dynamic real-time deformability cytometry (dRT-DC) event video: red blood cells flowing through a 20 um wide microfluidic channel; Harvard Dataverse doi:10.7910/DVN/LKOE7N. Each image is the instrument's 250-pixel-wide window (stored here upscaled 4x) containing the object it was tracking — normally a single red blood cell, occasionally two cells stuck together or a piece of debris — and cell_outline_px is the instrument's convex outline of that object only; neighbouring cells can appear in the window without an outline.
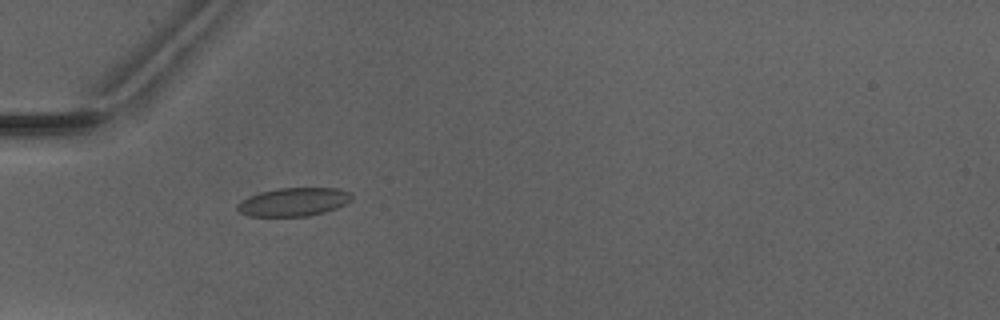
{"species": "Egyptian fruit bat (a non-hibernating species)", "species_latin": "Rousettus aegyptiacus", "temperature_condition": "warm", "stored_images_in_passage": 2, "camera_frame_rate_fps": 3000, "um_per_image_px": 0.085, "animal": {"sex": "male"}, "frame": {"image": 1, "passage_image": 1, "time_ms": 0.0, "image_size_px": [1000, 320], "cell_outline_px": [[352, 200], [336, 208], [324, 212], [308, 216], [248, 216], [240, 212], [236, 208], [236, 204], [240, 200], [248, 196], [260, 192], [276, 188], [340, 188], [352, 192]], "centroid_in_image_um": [24.95, 17.15], "position_along_channel_um": 60.1, "area_um2": 19.13}}